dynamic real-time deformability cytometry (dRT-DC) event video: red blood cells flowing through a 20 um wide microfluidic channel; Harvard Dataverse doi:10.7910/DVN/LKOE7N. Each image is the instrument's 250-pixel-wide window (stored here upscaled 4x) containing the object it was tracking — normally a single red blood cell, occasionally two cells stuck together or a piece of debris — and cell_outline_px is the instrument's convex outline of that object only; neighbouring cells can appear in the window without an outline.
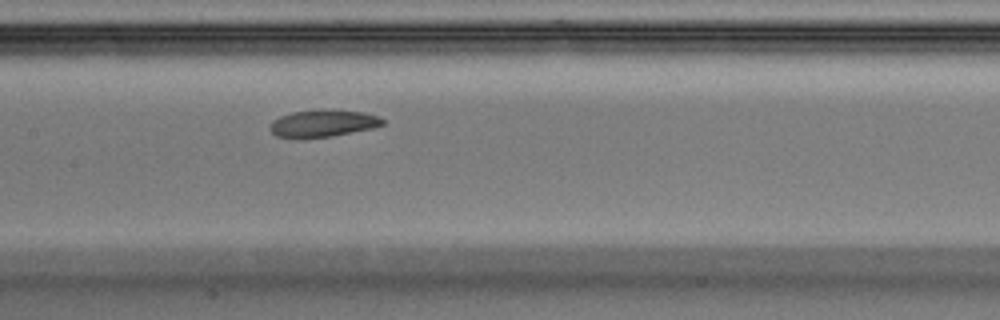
{"species": "Egyptian fruit bat (a non-hibernating species)", "species_latin": "Rousettus aegyptiacus", "temperature_condition": "warm", "stored_images_in_passage": 11, "camera_frame_rate_fps": 3000, "um_per_image_px": 0.085, "animal": {"sex": "male"}, "frame": {"image": 1, "passage_image": 11, "time_ms": 3.333, "image_size_px": [1000, 320], "cell_outline_px": [[384, 124], [372, 128], [332, 136], [296, 140], [276, 136], [268, 128], [272, 120], [280, 116], [292, 112], [364, 112], [380, 116], [384, 120]], "centroid_in_image_um": [27.38, 10.55], "position_along_channel_um": 180.0, "area_um2": 17.4}}